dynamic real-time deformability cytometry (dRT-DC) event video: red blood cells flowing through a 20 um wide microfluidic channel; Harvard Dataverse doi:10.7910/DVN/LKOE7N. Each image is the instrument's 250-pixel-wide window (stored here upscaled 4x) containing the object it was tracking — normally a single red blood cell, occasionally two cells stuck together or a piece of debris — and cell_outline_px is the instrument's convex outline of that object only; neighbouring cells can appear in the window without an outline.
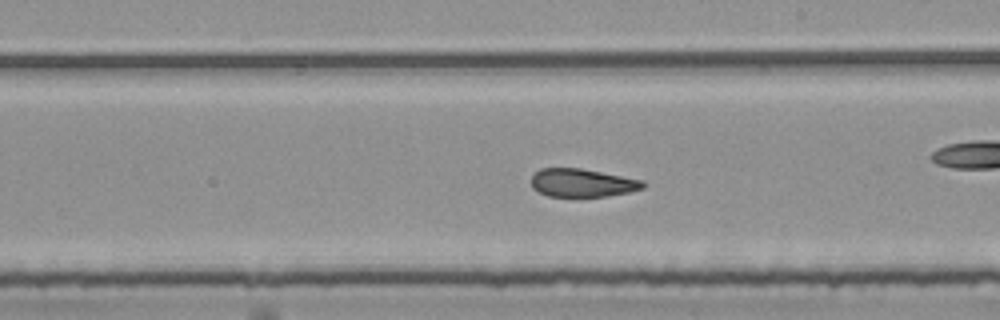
{"species": "common noctule bat (a hibernating species)", "species_latin": "Nyctalus noctula", "temperature_condition": "room temperature", "stored_images_in_passage": 54, "segment_of_instrument_passage": [2, 2], "camera_frame_rate_fps": 3000, "um_per_image_px": 0.085, "animal": {"sex": "female", "body_mass_g": 25.1}, "frame": {"image": 1, "passage_image": 31, "time_ms": 10.0, "image_size_px": [1000, 320], "cell_outline_px": [[644, 188], [632, 192], [608, 196], [548, 196], [532, 188], [532, 172], [540, 168], [580, 168], [644, 180]], "centroid_in_image_um": [49.49, 15.53], "position_along_channel_um": 239.5, "area_um2": 18.44}}